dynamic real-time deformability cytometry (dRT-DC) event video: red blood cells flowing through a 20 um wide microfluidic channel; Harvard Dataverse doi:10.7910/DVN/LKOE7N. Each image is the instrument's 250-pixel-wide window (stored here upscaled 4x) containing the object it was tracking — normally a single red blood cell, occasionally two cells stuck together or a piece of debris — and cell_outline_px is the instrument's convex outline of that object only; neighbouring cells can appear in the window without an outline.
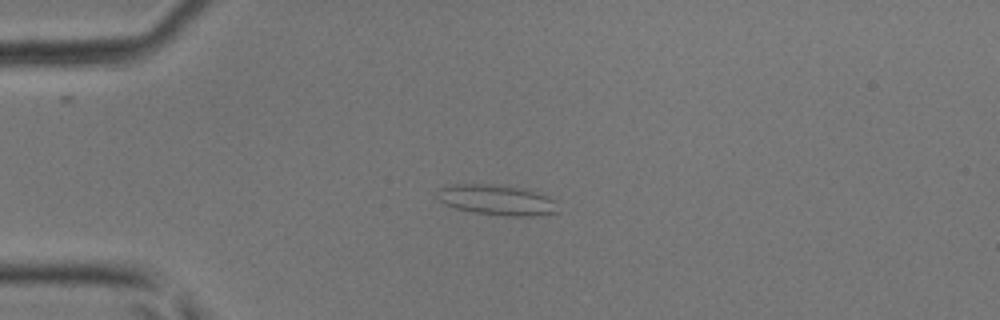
{"species": "common noctule bat (a hibernating species)", "species_latin": "Nyctalus noctula", "temperature_condition": "room temperature", "stored_images_in_passage": 44, "camera_frame_rate_fps": 3000, "um_per_image_px": 0.085, "animal": {"sex": "male", "body_mass_g": 17.9, "forearm_length_mm": 54.2}, "frame": {"image": 1, "passage_image": 11, "time_ms": 3.333, "image_size_px": [1000, 320], "cell_outline_px": [[560, 212], [536, 216], [504, 216], [472, 212], [456, 208], [444, 204], [436, 196], [440, 188], [444, 184], [492, 184], [520, 188], [548, 196], [552, 200]], "centroid_in_image_um": [42.18, 17.0], "position_along_channel_um": 42.8, "area_um2": 21.39}}
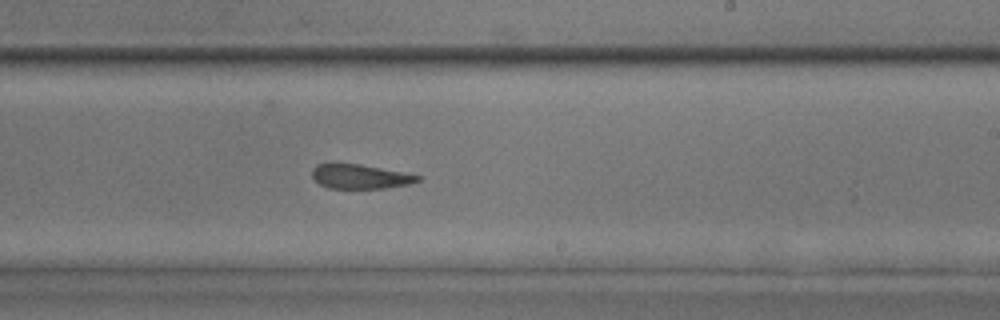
{"frame": {"image": 2, "passage_image": 27, "time_ms": 8.667, "image_size_px": [1000, 320], "cell_outline_px": [[420, 180], [408, 184], [384, 188], [328, 188], [320, 184], [312, 176], [312, 168], [316, 164], [332, 160], [336, 160], [360, 164], [420, 176]], "centroid_in_image_um": [30.47, 14.95], "position_along_channel_um": 258.5, "area_um2": 15.32}}
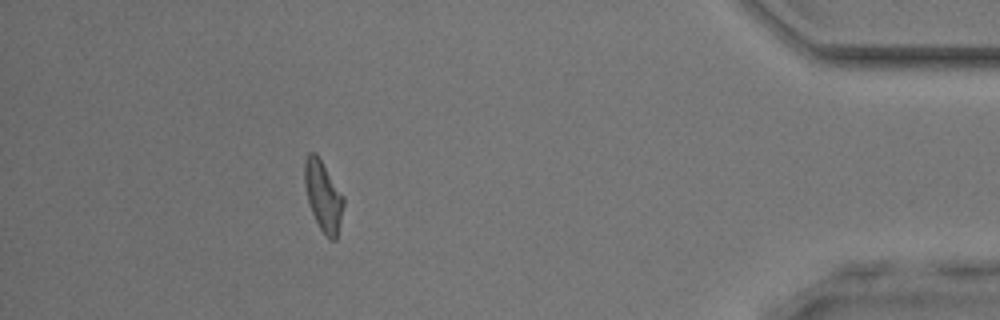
{"frame": {"image": 3, "passage_image": 40, "time_ms": 13.0, "image_size_px": [1000, 320], "cell_outline_px": [[344, 204], [336, 240], [328, 240], [320, 228], [312, 212], [308, 200], [304, 184], [304, 160], [308, 152], [316, 152], [344, 196]], "centroid_in_image_um": [27.47, 16.64], "position_along_channel_um": 407.7, "area_um2": 15.95}}